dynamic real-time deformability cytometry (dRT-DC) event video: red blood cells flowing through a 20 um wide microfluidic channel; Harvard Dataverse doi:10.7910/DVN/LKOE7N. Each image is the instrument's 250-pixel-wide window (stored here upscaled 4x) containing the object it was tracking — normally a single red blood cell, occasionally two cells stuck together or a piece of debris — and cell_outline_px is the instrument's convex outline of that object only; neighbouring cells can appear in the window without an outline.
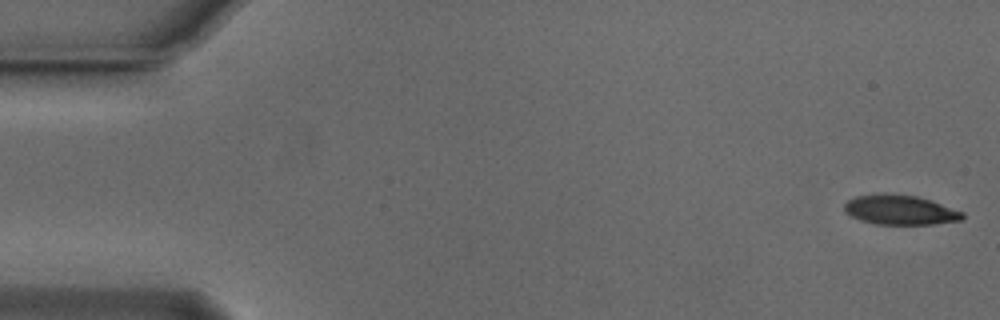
{"species": "Egyptian fruit bat (a non-hibernating species)", "species_latin": "Rousettus aegyptiacus", "temperature_condition": "cold", "stored_images_in_passage": 54, "camera_frame_rate_fps": 3000, "um_per_image_px": 0.085, "animal": {"sex": "male"}, "frame": {"image": 1, "passage_image": 1, "time_ms": 0.0, "image_size_px": [1000, 320], "cell_outline_px": [[964, 216], [960, 220], [932, 224], [876, 224], [860, 220], [844, 212], [844, 204], [848, 200], [856, 196], [884, 192], [916, 196], [964, 212]], "centroid_in_image_um": [76.45, 17.83], "position_along_channel_um": 8.5, "area_um2": 20.35}}
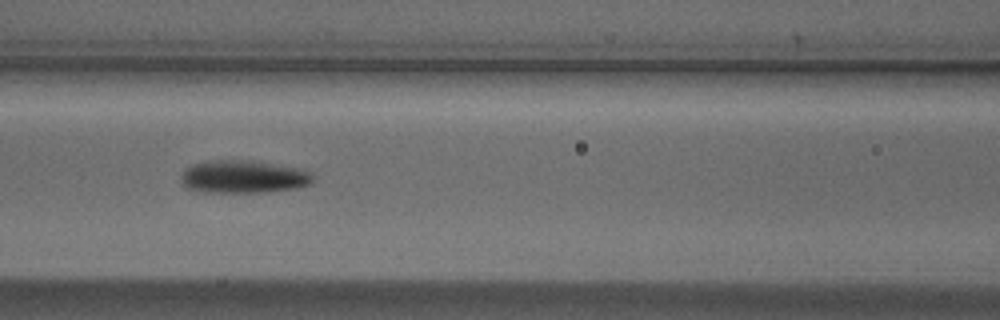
{"frame": {"image": 2, "passage_image": 23, "time_ms": 7.333, "image_size_px": [1000, 320], "cell_outline_px": [[316, 180], [308, 184], [296, 188], [264, 192], [204, 192], [188, 188], [180, 180], [180, 176], [188, 168], [196, 164], [208, 160], [240, 160], [304, 168]], "centroid_in_image_um": [20.71, 15.03], "position_along_channel_um": 145.9, "area_um2": 24.91}}
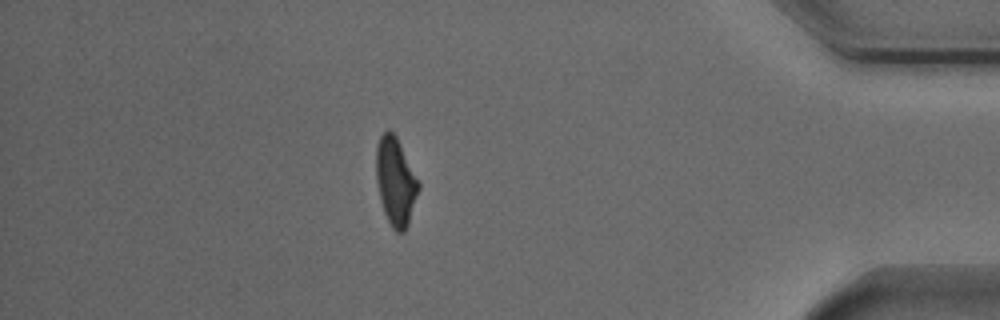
{"frame": {"image": 3, "passage_image": 47, "time_ms": 15.333, "image_size_px": [1000, 320], "cell_outline_px": [[420, 188], [408, 224], [404, 232], [396, 232], [392, 228], [384, 212], [380, 200], [376, 180], [376, 148], [380, 136], [388, 128], [396, 136], [420, 184]], "centroid_in_image_um": [33.61, 15.44], "position_along_channel_um": 401.6, "area_um2": 21.56}, "authors_computed_cell_mechanics": {"area_um2": 22.1952, "velocity_mm_per_s": 3.751, "shape_relaxation_time_tau1_ms": 3.5272, "shape_relaxation_time_tau2_ms": 9.7804, "deformation_change_tau1": 0.1397, "deformation_change_tau2": 0.1791}}